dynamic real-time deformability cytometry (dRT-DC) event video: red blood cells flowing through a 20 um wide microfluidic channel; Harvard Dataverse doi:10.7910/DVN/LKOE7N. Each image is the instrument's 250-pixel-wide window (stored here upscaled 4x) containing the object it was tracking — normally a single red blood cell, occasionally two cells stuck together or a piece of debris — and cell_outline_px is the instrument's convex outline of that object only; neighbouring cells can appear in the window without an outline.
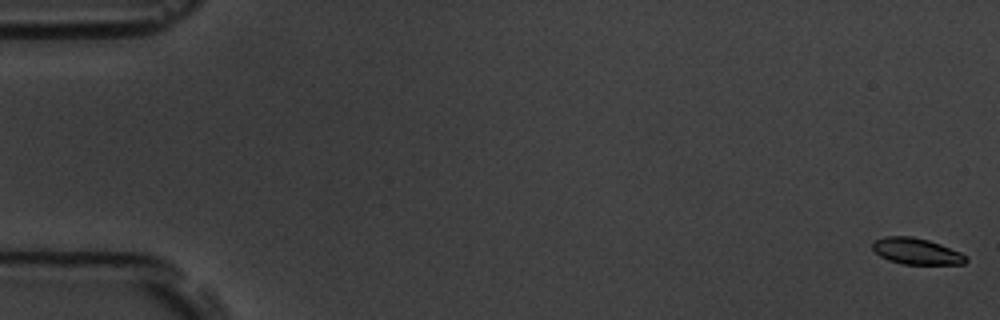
{"species": "common noctule bat (a hibernating species)", "species_latin": "Nyctalus noctula", "temperature_condition": "room temperature", "stored_images_in_passage": 6, "camera_frame_rate_fps": 3000, "um_per_image_px": 0.085, "animal": {"sex": "male", "body_mass_g": 19.5, "forearm_length_mm": 54.6}, "frame": {"image": 1, "passage_image": 1, "time_ms": 0.0, "image_size_px": [1000, 320], "cell_outline_px": [[968, 260], [964, 264], [904, 264], [888, 260], [880, 256], [872, 248], [872, 240], [884, 236], [912, 236], [928, 240], [940, 244], [960, 252], [968, 256]], "centroid_in_image_um": [77.88, 21.35], "position_along_channel_um": 7.1, "area_um2": 14.39}}